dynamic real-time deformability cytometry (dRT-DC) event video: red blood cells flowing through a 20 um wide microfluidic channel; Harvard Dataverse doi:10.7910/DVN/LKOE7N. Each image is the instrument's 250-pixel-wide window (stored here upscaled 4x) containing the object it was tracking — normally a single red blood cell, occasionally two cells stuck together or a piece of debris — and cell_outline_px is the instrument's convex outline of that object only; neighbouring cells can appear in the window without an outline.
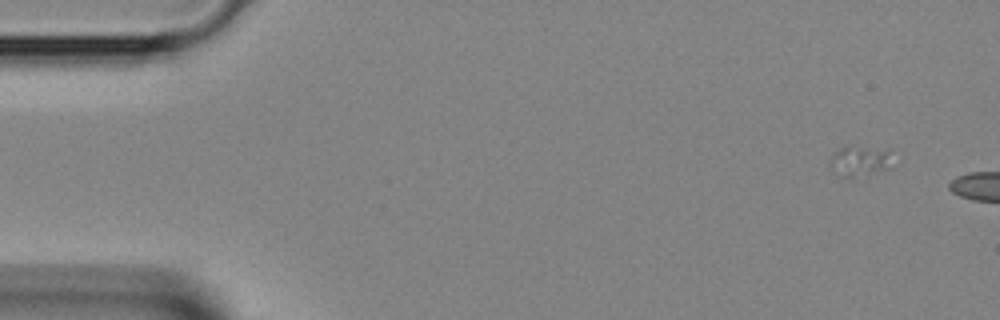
{"species": "Egyptian fruit bat (a non-hibernating species)", "species_latin": "Rousettus aegyptiacus", "temperature_condition": "room temperature", "stored_images_in_passage": 2, "segment_of_instrument_passage": [1, 2], "camera_frame_rate_fps": 3000, "um_per_image_px": 0.085, "animal": {"sex": "female"}, "frame": {"image": 1, "passage_image": 1, "time_ms": 0.0, "image_size_px": [1000, 320], "cell_outline_px": [[888, 168], [852, 180], [836, 176], [832, 172], [828, 164], [832, 156], [840, 148], [860, 148], [888, 152]], "centroid_in_image_um": [72.9, 13.82], "position_along_channel_um": 12.1, "area_um2": 10.58}}